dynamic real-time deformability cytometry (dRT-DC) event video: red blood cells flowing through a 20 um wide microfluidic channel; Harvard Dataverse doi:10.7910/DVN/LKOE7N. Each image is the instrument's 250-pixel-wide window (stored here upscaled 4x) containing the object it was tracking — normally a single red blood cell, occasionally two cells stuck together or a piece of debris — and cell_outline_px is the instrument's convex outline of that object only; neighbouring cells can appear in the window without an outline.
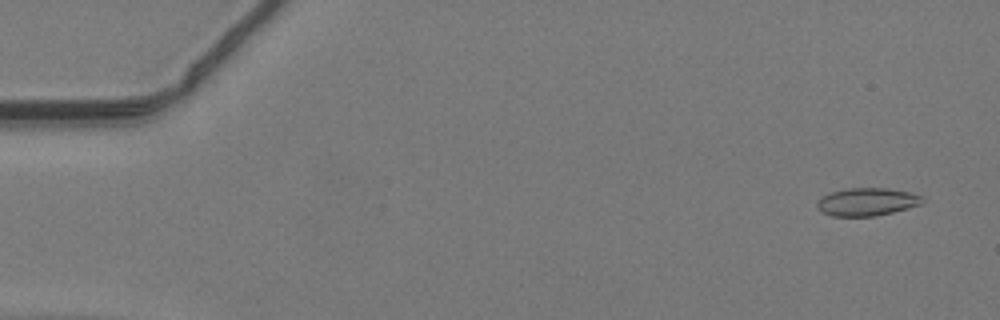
{"species": "common noctule bat (a hibernating species)", "species_latin": "Nyctalus noctula", "temperature_condition": "warm", "stored_images_in_passage": 43, "camera_frame_rate_fps": 3000, "um_per_image_px": 0.085, "animal": {"sex": "male", "body_mass_g": 19.2, "forearm_length_mm": 51.8}, "frame": {"image": 1, "passage_image": 3, "time_ms": 0.667, "image_size_px": [1000, 320], "cell_outline_px": [[924, 200], [920, 204], [908, 208], [876, 216], [832, 216], [820, 212], [816, 208], [816, 204], [824, 196], [832, 192], [848, 188], [888, 188], [912, 192], [920, 196]], "centroid_in_image_um": [73.68, 17.16], "position_along_channel_um": 11.3, "area_um2": 17.05}}
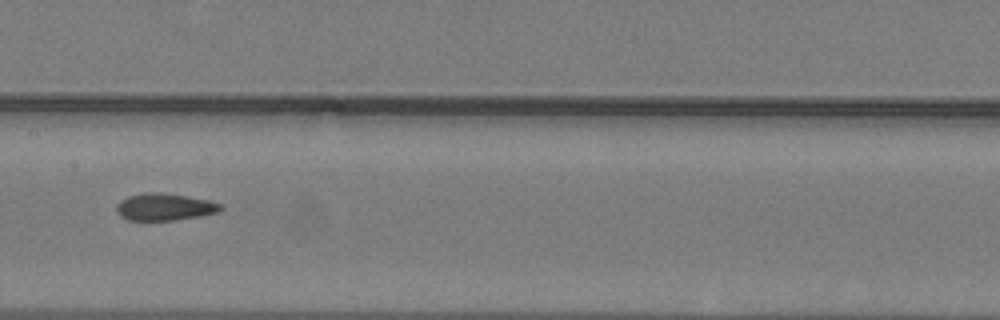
{"frame": {"image": 2, "passage_image": 25, "time_ms": 8.0, "image_size_px": [1000, 320], "cell_outline_px": [[224, 208], [220, 212], [200, 216], [176, 220], [128, 220], [120, 216], [116, 208], [120, 200], [128, 196], [148, 192], [160, 192], [188, 196], [208, 200], [224, 204]], "centroid_in_image_um": [14.05, 17.59], "position_along_channel_um": 193.4, "area_um2": 16.59}}
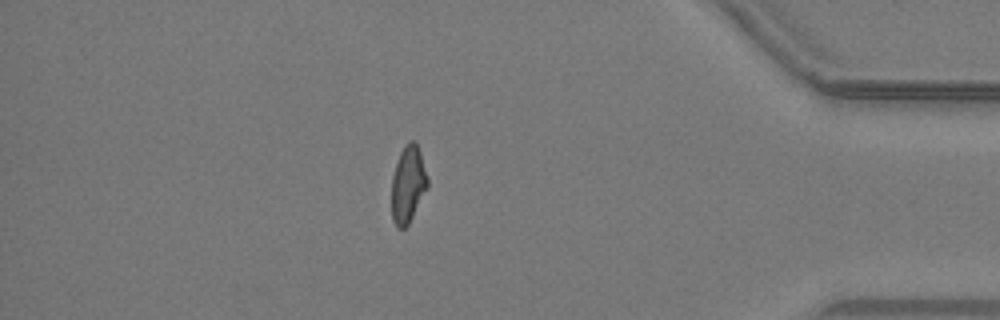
{"frame": {"image": 3, "passage_image": 42, "time_ms": 13.667, "image_size_px": [1000, 320], "cell_outline_px": [[428, 188], [408, 224], [404, 228], [396, 228], [392, 220], [392, 176], [400, 152], [404, 144], [408, 140], [416, 140], [428, 176]], "centroid_in_image_um": [34.69, 15.64], "position_along_channel_um": 400.5, "area_um2": 16.3}}